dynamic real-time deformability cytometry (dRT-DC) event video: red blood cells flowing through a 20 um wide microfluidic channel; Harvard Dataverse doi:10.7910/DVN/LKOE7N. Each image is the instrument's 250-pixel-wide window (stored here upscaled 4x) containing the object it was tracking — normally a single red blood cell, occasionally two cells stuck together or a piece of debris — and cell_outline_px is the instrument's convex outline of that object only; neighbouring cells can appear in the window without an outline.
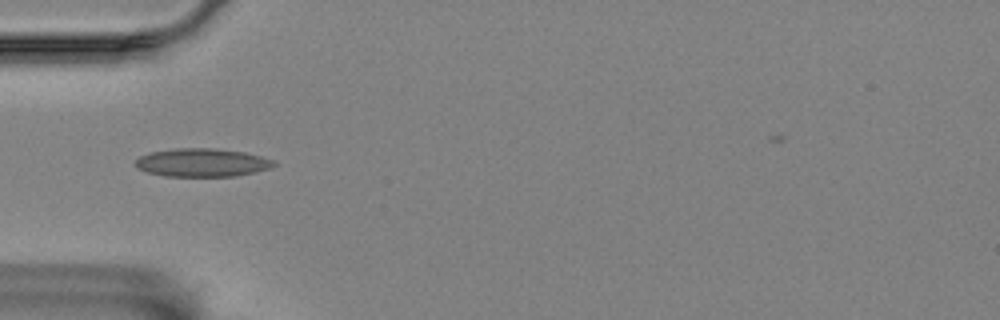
{"species": "Egyptian fruit bat (a non-hibernating species)", "species_latin": "Rousettus aegyptiacus", "temperature_condition": "room temperature", "stored_images_in_passage": 8, "camera_frame_rate_fps": 3000, "um_per_image_px": 0.085, "animal": {"sex": "female"}, "frame": {"image": 1, "passage_image": 5, "time_ms": 4.667, "image_size_px": [1000, 320], "cell_outline_px": [[276, 164], [272, 168], [256, 172], [236, 176], [164, 176], [148, 172], [136, 168], [136, 160], [140, 156], [152, 152], [176, 148], [212, 148], [244, 152], [276, 160]], "centroid_in_image_um": [17.22, 13.82], "position_along_channel_um": 67.8, "area_um2": 22.83}}
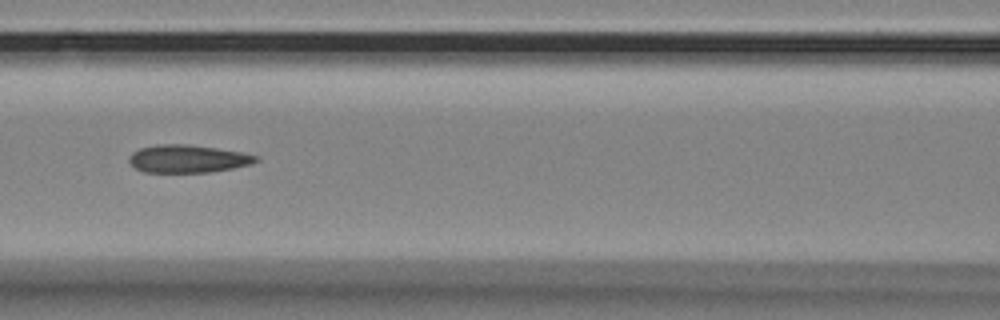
{"frame": {"image": 2, "passage_image": 7, "time_ms": 7.0, "image_size_px": [1000, 320], "cell_outline_px": [[260, 160], [252, 164], [232, 168], [208, 172], [144, 172], [136, 168], [128, 160], [128, 156], [132, 152], [140, 148], [156, 144], [188, 144], [216, 148], [240, 152], [260, 156]], "centroid_in_image_um": [15.96, 13.49], "position_along_channel_um": 150.6, "area_um2": 20.58}}
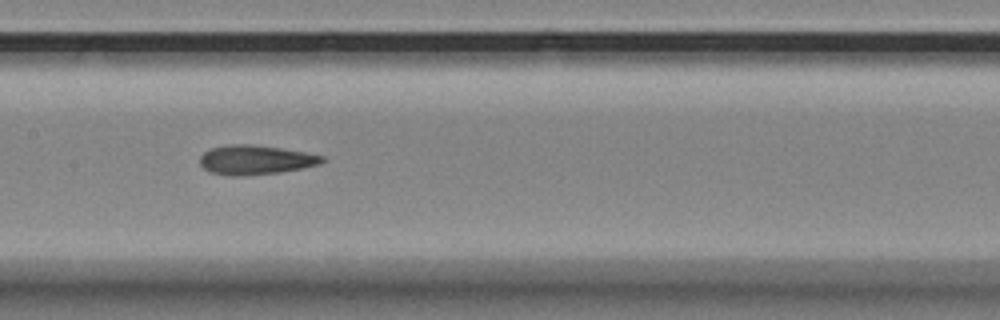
{"frame": {"image": 3, "passage_image": 8, "time_ms": 8.0, "image_size_px": [1000, 320], "cell_outline_px": [[328, 160], [320, 164], [280, 172], [240, 176], [232, 176], [208, 172], [200, 164], [200, 156], [204, 152], [212, 148], [232, 144], [248, 144], [280, 148], [304, 152], [324, 156]], "centroid_in_image_um": [21.72, 13.59], "position_along_channel_um": 185.7, "area_um2": 20.81}}